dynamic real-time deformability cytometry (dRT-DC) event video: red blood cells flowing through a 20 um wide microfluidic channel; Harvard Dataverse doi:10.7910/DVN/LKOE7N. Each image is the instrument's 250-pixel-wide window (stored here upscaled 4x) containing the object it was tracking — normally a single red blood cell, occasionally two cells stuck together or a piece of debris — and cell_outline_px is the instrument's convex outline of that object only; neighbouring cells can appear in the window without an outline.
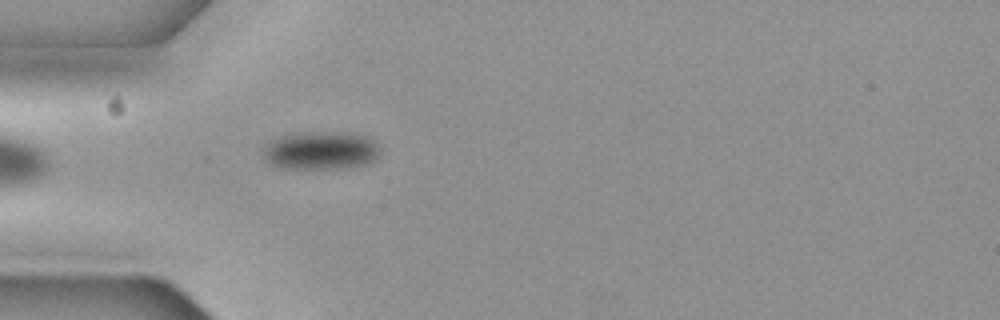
{"species": "common noctule bat (a hibernating species)", "species_latin": "Nyctalus noctula", "temperature_condition": "cold", "stored_images_in_passage": 44, "camera_frame_rate_fps": 3000, "um_per_image_px": 0.085, "animal": {"sex": "female", "body_mass_g": 19.3, "forearm_length_mm": 54.1}, "frame": {"image": 1, "passage_image": 4, "time_ms": 1.0, "image_size_px": [1000, 320], "cell_outline_px": [[380, 156], [364, 164], [344, 168], [280, 168], [264, 160], [264, 144], [272, 136], [292, 132], [352, 132], [368, 136], [380, 148]], "centroid_in_image_um": [27.21, 12.75], "position_along_channel_um": 57.8, "area_um2": 26.65}}
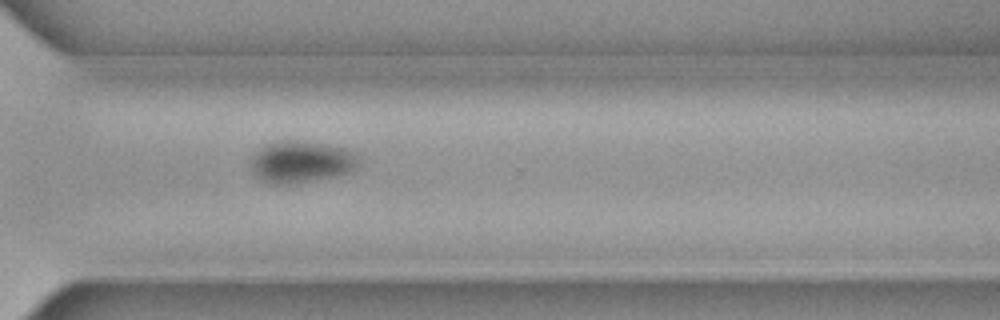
{"frame": {"image": 2, "passage_image": 28, "time_ms": 9.0, "image_size_px": [1000, 320], "cell_outline_px": [[360, 160], [348, 172], [332, 176], [292, 184], [276, 184], [264, 180], [256, 176], [252, 168], [252, 156], [264, 144], [272, 140], [304, 140], [344, 148], [352, 152]], "centroid_in_image_um": [25.54, 13.72], "position_along_channel_um": 345.1, "area_um2": 25.95}}
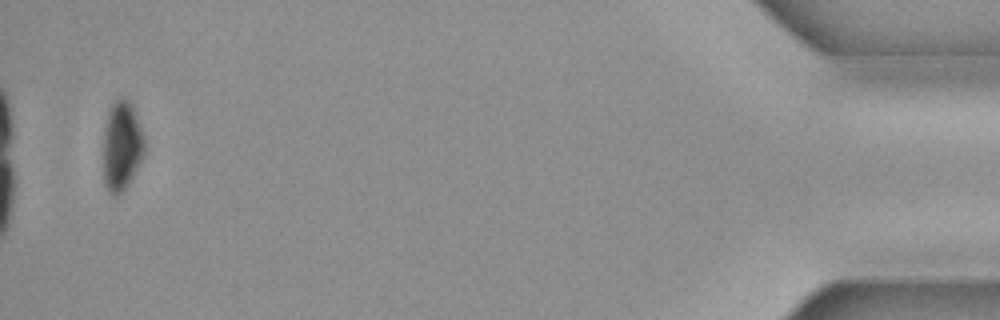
{"frame": {"image": 3, "passage_image": 42, "time_ms": 13.667, "image_size_px": [1000, 320], "cell_outline_px": [[144, 152], [124, 192], [116, 196], [112, 196], [108, 192], [104, 184], [104, 128], [108, 112], [112, 104], [120, 96], [124, 96], [132, 104], [144, 140]], "centroid_in_image_um": [10.32, 12.41], "position_along_channel_um": 424.9, "area_um2": 21.27}, "authors_computed_cell_mechanics": {"area_um2": 26.6747, "velocity_mm_per_s": 3.6687, "shape_relaxation_time_tau1_ms": 1.129, "shape_relaxation_time_tau2_ms": null, "deformation_change_tau1": 0.0615, "deformation_change_tau2": null}}